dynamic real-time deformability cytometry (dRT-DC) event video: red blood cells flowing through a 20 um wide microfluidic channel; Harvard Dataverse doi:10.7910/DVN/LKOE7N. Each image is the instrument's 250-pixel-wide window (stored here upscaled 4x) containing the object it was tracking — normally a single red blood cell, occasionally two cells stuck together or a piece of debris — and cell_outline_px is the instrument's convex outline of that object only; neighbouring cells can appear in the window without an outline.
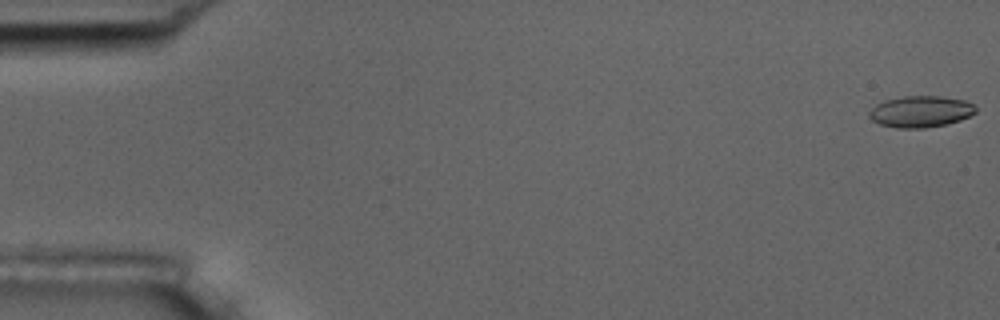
{"species": "common noctule bat (a hibernating species)", "species_latin": "Nyctalus noctula", "temperature_condition": "room temperature", "stored_images_in_passage": 5, "segment_of_instrument_passage": [2, 2], "camera_frame_rate_fps": 3000, "um_per_image_px": 0.085, "animal": {"sex": "male", "body_mass_g": 17.5, "forearm_length_mm": 52.3}, "frame": {"image": 1, "passage_image": 5, "time_ms": 4.667, "image_size_px": [1000, 320], "cell_outline_px": [[976, 112], [960, 120], [948, 124], [924, 128], [896, 128], [880, 124], [872, 120], [868, 116], [868, 112], [876, 104], [884, 100], [904, 96], [940, 96], [964, 100], [972, 104], [976, 108]], "centroid_in_image_um": [78.23, 9.48], "position_along_channel_um": 6.8, "area_um2": 19.54}}